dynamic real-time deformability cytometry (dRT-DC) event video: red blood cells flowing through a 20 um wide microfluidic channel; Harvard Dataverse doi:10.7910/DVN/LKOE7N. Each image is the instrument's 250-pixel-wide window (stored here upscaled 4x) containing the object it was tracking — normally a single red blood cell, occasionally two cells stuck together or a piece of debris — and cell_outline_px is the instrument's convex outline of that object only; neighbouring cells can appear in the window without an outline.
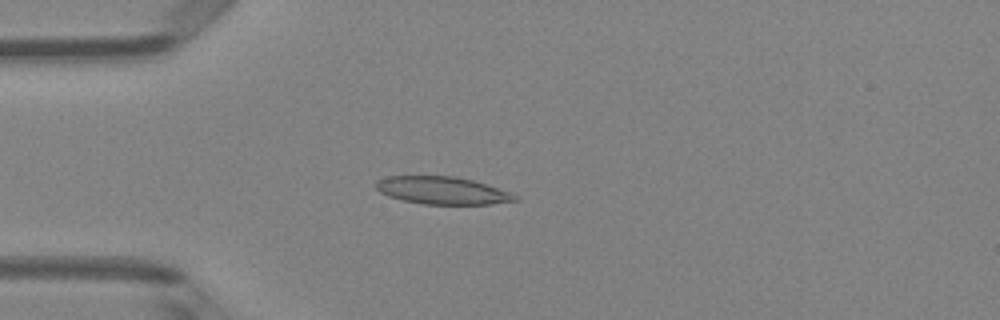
{"species": "Egyptian fruit bat (a non-hibernating species)", "species_latin": "Rousettus aegyptiacus", "temperature_condition": "room temperature", "stored_images_in_passage": 4, "camera_frame_rate_fps": 3000, "um_per_image_px": 0.085, "animal": {"sex": "female"}, "frame": {"image": 1, "passage_image": 4, "time_ms": 3.333, "image_size_px": [1000, 320], "cell_outline_px": [[520, 200], [492, 204], [424, 204], [404, 200], [388, 196], [380, 192], [376, 188], [376, 180], [388, 176], [456, 176], [472, 180], [508, 192], [516, 196]], "centroid_in_image_um": [37.56, 16.19], "position_along_channel_um": 47.4, "area_um2": 22.08}}